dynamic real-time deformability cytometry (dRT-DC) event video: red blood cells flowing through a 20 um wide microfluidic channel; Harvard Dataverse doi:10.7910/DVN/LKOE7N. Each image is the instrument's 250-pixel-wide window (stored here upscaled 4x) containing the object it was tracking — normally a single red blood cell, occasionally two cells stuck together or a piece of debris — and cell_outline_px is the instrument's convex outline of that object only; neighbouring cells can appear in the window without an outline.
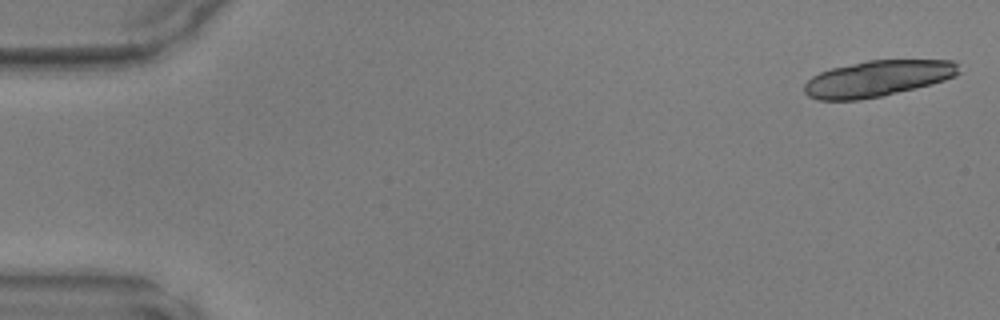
{"species": "common noctule bat (a hibernating species)", "species_latin": "Nyctalus noctula", "temperature_condition": "warm", "stored_images_in_passage": 16, "camera_frame_rate_fps": 3000, "um_per_image_px": 0.085, "animal": {"sex": "male", "body_mass_g": 17.9, "forearm_length_mm": 54.2}, "frame": {"image": 1, "passage_image": 1, "time_ms": 0.0, "image_size_px": [1000, 320], "cell_outline_px": [[964, 72], [956, 76], [932, 84], [916, 88], [880, 96], [860, 100], [816, 100], [808, 96], [804, 92], [804, 84], [812, 76], [820, 72], [832, 68], [868, 60], [956, 60]], "centroid_in_image_um": [74.64, 6.67], "position_along_channel_um": 10.4, "area_um2": 32.77}}